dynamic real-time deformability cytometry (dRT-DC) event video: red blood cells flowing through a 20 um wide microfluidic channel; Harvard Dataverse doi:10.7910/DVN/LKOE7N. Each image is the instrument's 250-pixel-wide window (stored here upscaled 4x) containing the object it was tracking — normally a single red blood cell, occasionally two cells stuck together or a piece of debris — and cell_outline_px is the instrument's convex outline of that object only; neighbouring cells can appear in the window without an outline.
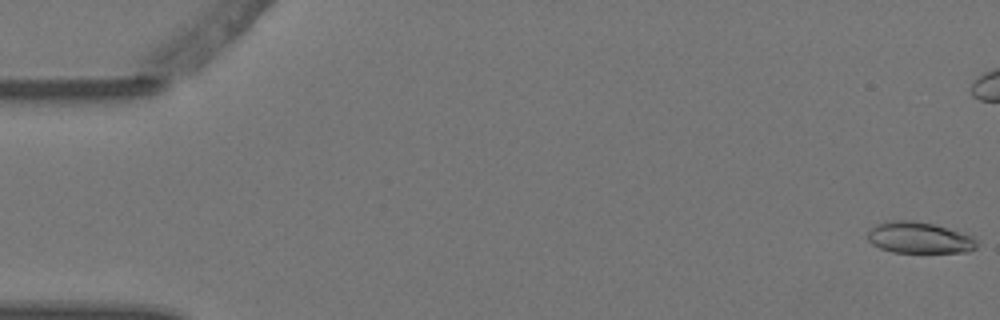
{"species": "Egyptian fruit bat (a non-hibernating species)", "species_latin": "Rousettus aegyptiacus", "temperature_condition": "warm", "stored_images_in_passage": 6, "camera_frame_rate_fps": 3000, "um_per_image_px": 0.085, "animal": {"sex": "female"}, "frame": {"image": 1, "passage_image": 1, "time_ms": 0.0, "image_size_px": [1000, 320], "cell_outline_px": [[976, 248], [968, 252], [892, 252], [880, 248], [872, 244], [868, 240], [868, 232], [876, 224], [888, 220], [912, 220], [932, 224], [972, 236], [976, 240]], "centroid_in_image_um": [78.09, 20.21], "position_along_channel_um": 6.9, "area_um2": 19.71}}